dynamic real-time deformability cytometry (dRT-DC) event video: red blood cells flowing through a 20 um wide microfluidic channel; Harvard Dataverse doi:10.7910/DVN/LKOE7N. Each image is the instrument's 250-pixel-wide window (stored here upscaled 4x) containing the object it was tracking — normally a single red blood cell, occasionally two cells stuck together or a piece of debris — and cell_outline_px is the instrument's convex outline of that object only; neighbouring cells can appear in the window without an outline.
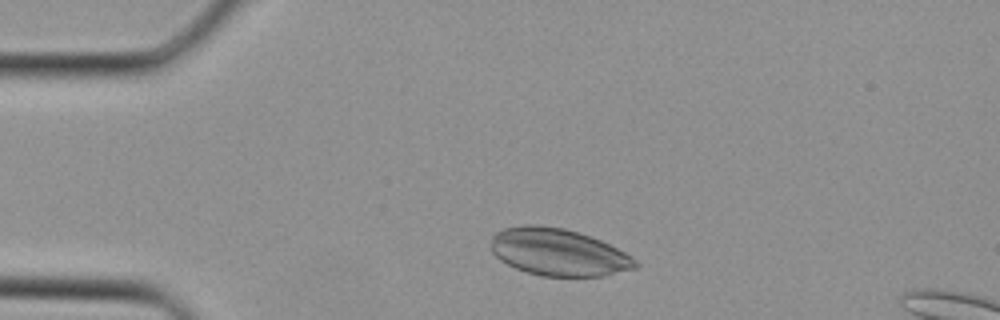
{"species": "Egyptian fruit bat (a non-hibernating species)", "species_latin": "Rousettus aegyptiacus", "temperature_condition": "cold", "stored_images_in_passage": 32, "camera_frame_rate_fps": 3000, "um_per_image_px": 0.085, "animal": {"sex": "female"}, "frame": {"image": 1, "passage_image": 3, "time_ms": 0.667, "image_size_px": [1000, 320], "cell_outline_px": [[640, 264], [636, 268], [604, 276], [540, 276], [516, 268], [500, 260], [492, 252], [492, 236], [496, 232], [504, 228], [524, 224], [536, 224], [564, 228], [600, 240], [632, 256]], "centroid_in_image_um": [47.46, 21.44], "position_along_channel_um": 37.5, "area_um2": 39.59}}
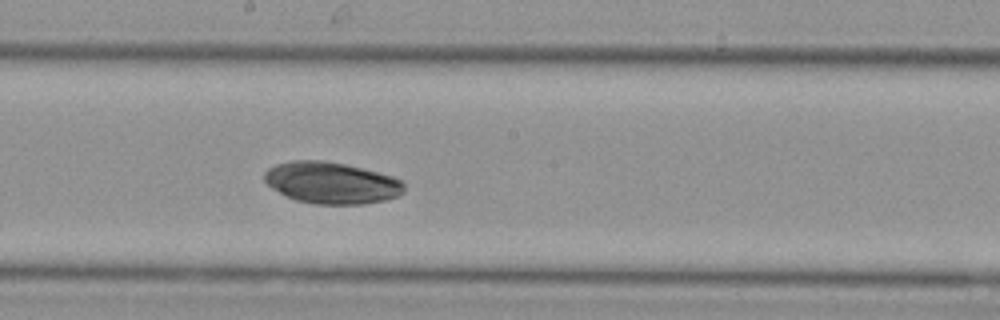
{"frame": {"image": 2, "passage_image": 15, "time_ms": 4.667, "image_size_px": [1000, 320], "cell_outline_px": [[404, 192], [400, 196], [384, 200], [364, 204], [316, 204], [296, 200], [272, 188], [264, 180], [264, 172], [268, 168], [276, 164], [292, 160], [324, 160], [344, 164], [392, 176], [404, 180]], "centroid_in_image_um": [28.19, 15.54], "position_along_channel_um": 220.0, "area_um2": 33.87}}
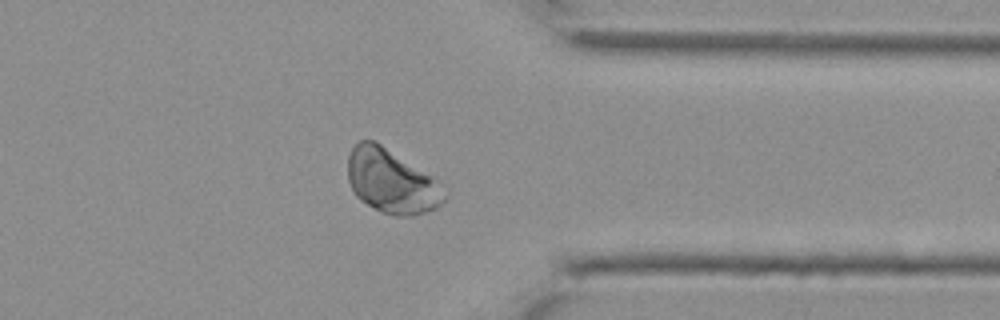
{"frame": {"image": 3, "passage_image": 24, "time_ms": 7.667, "image_size_px": [1000, 320], "cell_outline_px": [[448, 196], [436, 208], [412, 216], [392, 216], [360, 200], [356, 196], [348, 180], [348, 156], [352, 148], [360, 140], [376, 140], [428, 176], [448, 192]], "centroid_in_image_um": [33.24, 15.42], "position_along_channel_um": 378.2, "area_um2": 35.32}}